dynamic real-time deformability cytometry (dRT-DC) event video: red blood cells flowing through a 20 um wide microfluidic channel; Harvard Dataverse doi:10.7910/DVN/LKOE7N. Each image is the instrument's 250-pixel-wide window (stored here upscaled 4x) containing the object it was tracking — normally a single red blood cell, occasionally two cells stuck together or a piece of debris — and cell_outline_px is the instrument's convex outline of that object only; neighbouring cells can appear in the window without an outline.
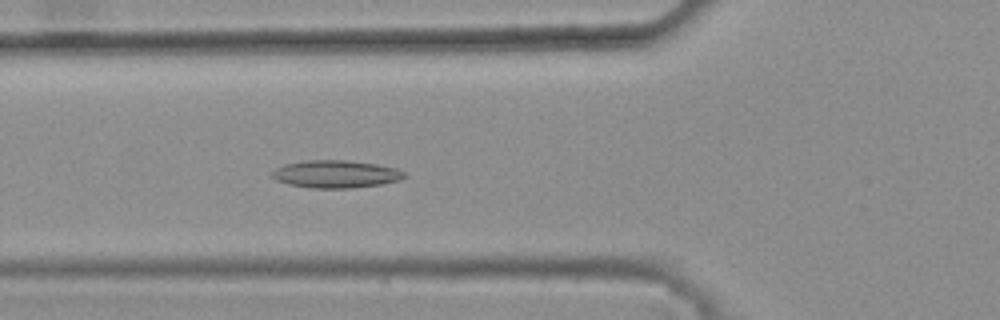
{"species": "common noctule bat (a hibernating species)", "species_latin": "Nyctalus noctula", "temperature_condition": "warm", "stored_images_in_passage": 44, "camera_frame_rate_fps": 3000, "um_per_image_px": 0.085, "animal": {"sex": "female", "body_mass_g": 25.1}, "frame": {"image": 1, "passage_image": 18, "time_ms": 5.667, "image_size_px": [1000, 320], "cell_outline_px": [[408, 176], [400, 180], [380, 184], [352, 188], [308, 188], [288, 184], [276, 180], [272, 176], [272, 172], [276, 168], [284, 164], [308, 160], [348, 160], [376, 164], [396, 168], [404, 172]], "centroid_in_image_um": [28.55, 14.8], "position_along_channel_um": 97.2, "area_um2": 21.33}}
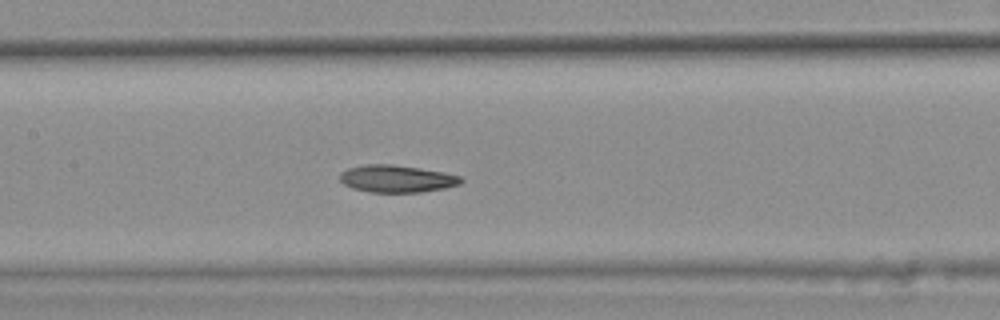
{"frame": {"image": 2, "passage_image": 24, "time_ms": 7.667, "image_size_px": [1000, 320], "cell_outline_px": [[464, 180], [460, 184], [444, 188], [420, 192], [372, 192], [352, 188], [344, 184], [340, 180], [340, 172], [348, 168], [368, 164], [392, 164], [420, 168], [444, 172], [460, 176]], "centroid_in_image_um": [33.72, 15.19], "position_along_channel_um": 173.7, "area_um2": 19.19}}
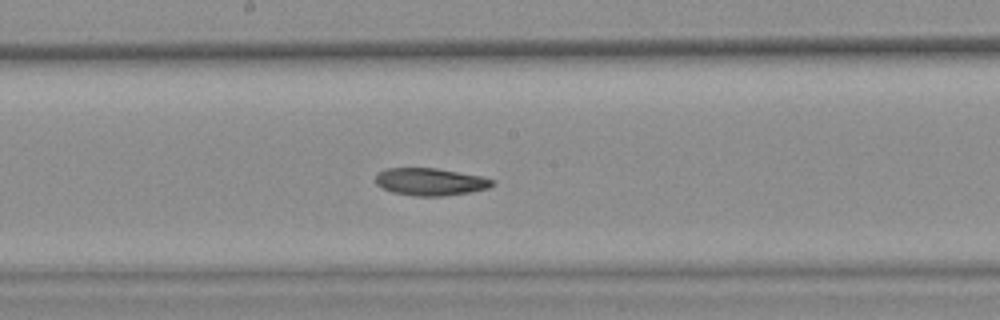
{"frame": {"image": 3, "passage_image": 27, "time_ms": 8.667, "image_size_px": [1000, 320], "cell_outline_px": [[496, 184], [488, 188], [472, 192], [444, 196], [416, 196], [392, 192], [376, 184], [376, 172], [384, 168], [436, 168], [480, 176], [496, 180]], "centroid_in_image_um": [36.59, 15.45], "position_along_channel_um": 211.6, "area_um2": 18.79}, "authors_computed_cell_mechanics": {"area_um2": 19.652, "velocity_mm_per_s": 3.8132, "shape_relaxation_time_tau1_ms": null, "shape_relaxation_time_tau2_ms": 9.6695, "deformation_change_tau1": null, "deformation_change_tau2": 0.1599}}